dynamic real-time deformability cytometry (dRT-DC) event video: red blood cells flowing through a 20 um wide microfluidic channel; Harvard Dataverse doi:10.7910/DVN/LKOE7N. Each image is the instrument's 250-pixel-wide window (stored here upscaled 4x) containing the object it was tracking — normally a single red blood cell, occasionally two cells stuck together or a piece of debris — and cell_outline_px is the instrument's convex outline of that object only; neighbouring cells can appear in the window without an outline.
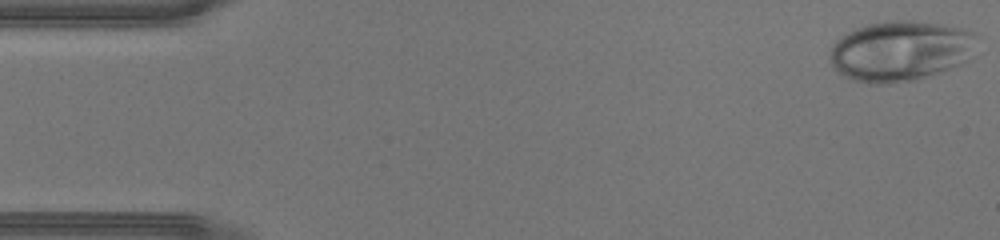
{"species": "human", "species_latin": "Homo sapiens", "temperature_condition": "warm", "stored_images_in_passage": 44, "camera_frame_rate_fps": 3000, "um_per_image_px": 0.085, "donor": {"sex": "male"}, "frame": {"image": 1, "passage_image": 1, "time_ms": 0.0, "image_size_px": [1000, 240], "cell_outline_px": [[980, 36], [968, 60], [960, 64], [940, 72], [916, 80], [888, 84], [868, 84], [852, 80], [836, 72], [832, 68], [828, 52], [832, 44], [840, 36], [856, 28], [868, 24], [896, 20], [908, 20], [940, 24], [960, 28], [976, 32]], "centroid_in_image_um": [76.51, 4.34], "position_along_channel_um": 8.5, "area_um2": 52.37}}
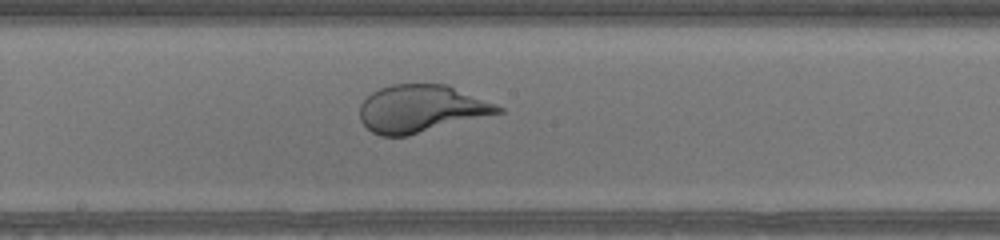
{"frame": {"image": 2, "passage_image": 23, "time_ms": 7.333, "image_size_px": [1000, 240], "cell_outline_px": [[504, 112], [408, 136], [380, 136], [372, 132], [360, 120], [360, 104], [372, 92], [380, 88], [392, 84], [448, 84], [496, 104], [504, 108]], "centroid_in_image_um": [35.81, 9.24], "position_along_channel_um": 212.4, "area_um2": 38.32}}
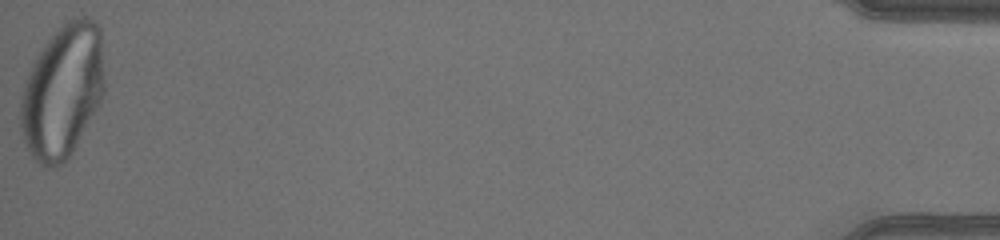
{"frame": {"image": 3, "passage_image": 44, "time_ms": 14.333, "image_size_px": [1000, 240], "cell_outline_px": [[104, 96], [68, 160], [60, 164], [48, 168], [40, 164], [28, 152], [20, 128], [20, 96], [28, 72], [32, 64], [44, 44], [68, 20], [80, 16], [88, 16], [96, 20], [100, 28], [104, 72]], "centroid_in_image_um": [5.32, 7.77], "position_along_channel_um": 429.9, "area_um2": 65.72}}